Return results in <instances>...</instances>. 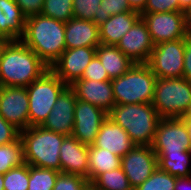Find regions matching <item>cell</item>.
I'll list each match as a JSON object with an SVG mask.
<instances>
[{
	"instance_id": "1",
	"label": "cell",
	"mask_w": 191,
	"mask_h": 190,
	"mask_svg": "<svg viewBox=\"0 0 191 190\" xmlns=\"http://www.w3.org/2000/svg\"><path fill=\"white\" fill-rule=\"evenodd\" d=\"M20 40L50 68L66 50L65 22L42 14L29 16Z\"/></svg>"
},
{
	"instance_id": "2",
	"label": "cell",
	"mask_w": 191,
	"mask_h": 190,
	"mask_svg": "<svg viewBox=\"0 0 191 190\" xmlns=\"http://www.w3.org/2000/svg\"><path fill=\"white\" fill-rule=\"evenodd\" d=\"M48 69L21 40L8 41L0 56V87H27Z\"/></svg>"
},
{
	"instance_id": "3",
	"label": "cell",
	"mask_w": 191,
	"mask_h": 190,
	"mask_svg": "<svg viewBox=\"0 0 191 190\" xmlns=\"http://www.w3.org/2000/svg\"><path fill=\"white\" fill-rule=\"evenodd\" d=\"M108 117L120 125L137 146L152 145L161 119L152 103L118 104Z\"/></svg>"
},
{
	"instance_id": "4",
	"label": "cell",
	"mask_w": 191,
	"mask_h": 190,
	"mask_svg": "<svg viewBox=\"0 0 191 190\" xmlns=\"http://www.w3.org/2000/svg\"><path fill=\"white\" fill-rule=\"evenodd\" d=\"M65 137L42 126H32L20 131L25 163L61 172L60 147Z\"/></svg>"
},
{
	"instance_id": "5",
	"label": "cell",
	"mask_w": 191,
	"mask_h": 190,
	"mask_svg": "<svg viewBox=\"0 0 191 190\" xmlns=\"http://www.w3.org/2000/svg\"><path fill=\"white\" fill-rule=\"evenodd\" d=\"M156 79L147 64H134L124 75L111 79L115 104L152 103Z\"/></svg>"
},
{
	"instance_id": "6",
	"label": "cell",
	"mask_w": 191,
	"mask_h": 190,
	"mask_svg": "<svg viewBox=\"0 0 191 190\" xmlns=\"http://www.w3.org/2000/svg\"><path fill=\"white\" fill-rule=\"evenodd\" d=\"M191 102V81L181 78H157L152 105L161 118L183 117Z\"/></svg>"
},
{
	"instance_id": "7",
	"label": "cell",
	"mask_w": 191,
	"mask_h": 190,
	"mask_svg": "<svg viewBox=\"0 0 191 190\" xmlns=\"http://www.w3.org/2000/svg\"><path fill=\"white\" fill-rule=\"evenodd\" d=\"M66 87L50 68L26 87L29 97V127L44 123Z\"/></svg>"
},
{
	"instance_id": "8",
	"label": "cell",
	"mask_w": 191,
	"mask_h": 190,
	"mask_svg": "<svg viewBox=\"0 0 191 190\" xmlns=\"http://www.w3.org/2000/svg\"><path fill=\"white\" fill-rule=\"evenodd\" d=\"M185 38L154 46L146 63L157 78H181L184 68Z\"/></svg>"
},
{
	"instance_id": "9",
	"label": "cell",
	"mask_w": 191,
	"mask_h": 190,
	"mask_svg": "<svg viewBox=\"0 0 191 190\" xmlns=\"http://www.w3.org/2000/svg\"><path fill=\"white\" fill-rule=\"evenodd\" d=\"M151 146L156 155H181L191 151L184 121L181 118H161Z\"/></svg>"
},
{
	"instance_id": "10",
	"label": "cell",
	"mask_w": 191,
	"mask_h": 190,
	"mask_svg": "<svg viewBox=\"0 0 191 190\" xmlns=\"http://www.w3.org/2000/svg\"><path fill=\"white\" fill-rule=\"evenodd\" d=\"M154 45L186 38L185 12L140 13Z\"/></svg>"
},
{
	"instance_id": "11",
	"label": "cell",
	"mask_w": 191,
	"mask_h": 190,
	"mask_svg": "<svg viewBox=\"0 0 191 190\" xmlns=\"http://www.w3.org/2000/svg\"><path fill=\"white\" fill-rule=\"evenodd\" d=\"M121 167L135 190L158 168V158L152 146L135 145L121 158Z\"/></svg>"
},
{
	"instance_id": "12",
	"label": "cell",
	"mask_w": 191,
	"mask_h": 190,
	"mask_svg": "<svg viewBox=\"0 0 191 190\" xmlns=\"http://www.w3.org/2000/svg\"><path fill=\"white\" fill-rule=\"evenodd\" d=\"M0 116L20 131L29 127V97L26 87H0Z\"/></svg>"
},
{
	"instance_id": "13",
	"label": "cell",
	"mask_w": 191,
	"mask_h": 190,
	"mask_svg": "<svg viewBox=\"0 0 191 190\" xmlns=\"http://www.w3.org/2000/svg\"><path fill=\"white\" fill-rule=\"evenodd\" d=\"M116 46L135 64H146L155 45L146 22L140 17Z\"/></svg>"
},
{
	"instance_id": "14",
	"label": "cell",
	"mask_w": 191,
	"mask_h": 190,
	"mask_svg": "<svg viewBox=\"0 0 191 190\" xmlns=\"http://www.w3.org/2000/svg\"><path fill=\"white\" fill-rule=\"evenodd\" d=\"M107 117L108 113L101 108L77 99L74 109L72 136L81 143L92 145L96 140L102 123Z\"/></svg>"
},
{
	"instance_id": "15",
	"label": "cell",
	"mask_w": 191,
	"mask_h": 190,
	"mask_svg": "<svg viewBox=\"0 0 191 190\" xmlns=\"http://www.w3.org/2000/svg\"><path fill=\"white\" fill-rule=\"evenodd\" d=\"M96 55V47L66 49L50 69L67 85L81 79L87 65Z\"/></svg>"
},
{
	"instance_id": "16",
	"label": "cell",
	"mask_w": 191,
	"mask_h": 190,
	"mask_svg": "<svg viewBox=\"0 0 191 190\" xmlns=\"http://www.w3.org/2000/svg\"><path fill=\"white\" fill-rule=\"evenodd\" d=\"M76 101L75 93L67 86L58 96L52 111L41 126L65 136L72 135Z\"/></svg>"
},
{
	"instance_id": "17",
	"label": "cell",
	"mask_w": 191,
	"mask_h": 190,
	"mask_svg": "<svg viewBox=\"0 0 191 190\" xmlns=\"http://www.w3.org/2000/svg\"><path fill=\"white\" fill-rule=\"evenodd\" d=\"M69 87L73 90L77 99L99 107L106 113H109L116 105L111 80L78 79Z\"/></svg>"
},
{
	"instance_id": "18",
	"label": "cell",
	"mask_w": 191,
	"mask_h": 190,
	"mask_svg": "<svg viewBox=\"0 0 191 190\" xmlns=\"http://www.w3.org/2000/svg\"><path fill=\"white\" fill-rule=\"evenodd\" d=\"M61 172L83 176L89 181V145L67 135L60 147Z\"/></svg>"
},
{
	"instance_id": "19",
	"label": "cell",
	"mask_w": 191,
	"mask_h": 190,
	"mask_svg": "<svg viewBox=\"0 0 191 190\" xmlns=\"http://www.w3.org/2000/svg\"><path fill=\"white\" fill-rule=\"evenodd\" d=\"M92 145L97 148L107 149L121 158L135 146L127 132L109 117L102 123Z\"/></svg>"
},
{
	"instance_id": "20",
	"label": "cell",
	"mask_w": 191,
	"mask_h": 190,
	"mask_svg": "<svg viewBox=\"0 0 191 190\" xmlns=\"http://www.w3.org/2000/svg\"><path fill=\"white\" fill-rule=\"evenodd\" d=\"M66 49L97 47L101 44L99 26L93 21L71 18L65 22Z\"/></svg>"
},
{
	"instance_id": "21",
	"label": "cell",
	"mask_w": 191,
	"mask_h": 190,
	"mask_svg": "<svg viewBox=\"0 0 191 190\" xmlns=\"http://www.w3.org/2000/svg\"><path fill=\"white\" fill-rule=\"evenodd\" d=\"M26 16L14 0H0V36L19 41L25 32Z\"/></svg>"
},
{
	"instance_id": "22",
	"label": "cell",
	"mask_w": 191,
	"mask_h": 190,
	"mask_svg": "<svg viewBox=\"0 0 191 190\" xmlns=\"http://www.w3.org/2000/svg\"><path fill=\"white\" fill-rule=\"evenodd\" d=\"M141 17L136 11H128L110 16L99 25L100 41L105 45H117L124 34Z\"/></svg>"
},
{
	"instance_id": "23",
	"label": "cell",
	"mask_w": 191,
	"mask_h": 190,
	"mask_svg": "<svg viewBox=\"0 0 191 190\" xmlns=\"http://www.w3.org/2000/svg\"><path fill=\"white\" fill-rule=\"evenodd\" d=\"M96 56L110 79L124 75L135 64L116 45L99 44L96 47Z\"/></svg>"
},
{
	"instance_id": "24",
	"label": "cell",
	"mask_w": 191,
	"mask_h": 190,
	"mask_svg": "<svg viewBox=\"0 0 191 190\" xmlns=\"http://www.w3.org/2000/svg\"><path fill=\"white\" fill-rule=\"evenodd\" d=\"M121 167V157L107 149L89 145V183L99 174Z\"/></svg>"
},
{
	"instance_id": "25",
	"label": "cell",
	"mask_w": 191,
	"mask_h": 190,
	"mask_svg": "<svg viewBox=\"0 0 191 190\" xmlns=\"http://www.w3.org/2000/svg\"><path fill=\"white\" fill-rule=\"evenodd\" d=\"M158 168L176 178L189 177L191 175V151H185L181 155H156Z\"/></svg>"
},
{
	"instance_id": "26",
	"label": "cell",
	"mask_w": 191,
	"mask_h": 190,
	"mask_svg": "<svg viewBox=\"0 0 191 190\" xmlns=\"http://www.w3.org/2000/svg\"><path fill=\"white\" fill-rule=\"evenodd\" d=\"M25 163L23 142L19 137L16 141L0 145V174Z\"/></svg>"
},
{
	"instance_id": "27",
	"label": "cell",
	"mask_w": 191,
	"mask_h": 190,
	"mask_svg": "<svg viewBox=\"0 0 191 190\" xmlns=\"http://www.w3.org/2000/svg\"><path fill=\"white\" fill-rule=\"evenodd\" d=\"M91 183L98 190H133L122 167L99 174Z\"/></svg>"
},
{
	"instance_id": "28",
	"label": "cell",
	"mask_w": 191,
	"mask_h": 190,
	"mask_svg": "<svg viewBox=\"0 0 191 190\" xmlns=\"http://www.w3.org/2000/svg\"><path fill=\"white\" fill-rule=\"evenodd\" d=\"M59 173L53 169L29 165V186L27 190H53Z\"/></svg>"
},
{
	"instance_id": "29",
	"label": "cell",
	"mask_w": 191,
	"mask_h": 190,
	"mask_svg": "<svg viewBox=\"0 0 191 190\" xmlns=\"http://www.w3.org/2000/svg\"><path fill=\"white\" fill-rule=\"evenodd\" d=\"M42 15L67 22L73 18V0H44Z\"/></svg>"
},
{
	"instance_id": "30",
	"label": "cell",
	"mask_w": 191,
	"mask_h": 190,
	"mask_svg": "<svg viewBox=\"0 0 191 190\" xmlns=\"http://www.w3.org/2000/svg\"><path fill=\"white\" fill-rule=\"evenodd\" d=\"M29 186V164L10 169L4 174V190H27Z\"/></svg>"
},
{
	"instance_id": "31",
	"label": "cell",
	"mask_w": 191,
	"mask_h": 190,
	"mask_svg": "<svg viewBox=\"0 0 191 190\" xmlns=\"http://www.w3.org/2000/svg\"><path fill=\"white\" fill-rule=\"evenodd\" d=\"M175 184V176L157 168L152 175L135 190H174Z\"/></svg>"
},
{
	"instance_id": "32",
	"label": "cell",
	"mask_w": 191,
	"mask_h": 190,
	"mask_svg": "<svg viewBox=\"0 0 191 190\" xmlns=\"http://www.w3.org/2000/svg\"><path fill=\"white\" fill-rule=\"evenodd\" d=\"M133 11L127 0H101L99 15H95V23L99 26L110 16Z\"/></svg>"
},
{
	"instance_id": "33",
	"label": "cell",
	"mask_w": 191,
	"mask_h": 190,
	"mask_svg": "<svg viewBox=\"0 0 191 190\" xmlns=\"http://www.w3.org/2000/svg\"><path fill=\"white\" fill-rule=\"evenodd\" d=\"M101 0H73V15L75 18L93 21L99 15Z\"/></svg>"
},
{
	"instance_id": "34",
	"label": "cell",
	"mask_w": 191,
	"mask_h": 190,
	"mask_svg": "<svg viewBox=\"0 0 191 190\" xmlns=\"http://www.w3.org/2000/svg\"><path fill=\"white\" fill-rule=\"evenodd\" d=\"M88 183V179L83 176L60 172L53 190H83Z\"/></svg>"
},
{
	"instance_id": "35",
	"label": "cell",
	"mask_w": 191,
	"mask_h": 190,
	"mask_svg": "<svg viewBox=\"0 0 191 190\" xmlns=\"http://www.w3.org/2000/svg\"><path fill=\"white\" fill-rule=\"evenodd\" d=\"M180 11L179 0H147L141 13H160Z\"/></svg>"
},
{
	"instance_id": "36",
	"label": "cell",
	"mask_w": 191,
	"mask_h": 190,
	"mask_svg": "<svg viewBox=\"0 0 191 190\" xmlns=\"http://www.w3.org/2000/svg\"><path fill=\"white\" fill-rule=\"evenodd\" d=\"M81 79H91L95 81H110L106 70L104 69L100 59L95 55L87 65Z\"/></svg>"
},
{
	"instance_id": "37",
	"label": "cell",
	"mask_w": 191,
	"mask_h": 190,
	"mask_svg": "<svg viewBox=\"0 0 191 190\" xmlns=\"http://www.w3.org/2000/svg\"><path fill=\"white\" fill-rule=\"evenodd\" d=\"M20 137V130L0 116V145L16 141Z\"/></svg>"
},
{
	"instance_id": "38",
	"label": "cell",
	"mask_w": 191,
	"mask_h": 190,
	"mask_svg": "<svg viewBox=\"0 0 191 190\" xmlns=\"http://www.w3.org/2000/svg\"><path fill=\"white\" fill-rule=\"evenodd\" d=\"M22 13L27 17L41 14L43 10L44 0H14Z\"/></svg>"
},
{
	"instance_id": "39",
	"label": "cell",
	"mask_w": 191,
	"mask_h": 190,
	"mask_svg": "<svg viewBox=\"0 0 191 190\" xmlns=\"http://www.w3.org/2000/svg\"><path fill=\"white\" fill-rule=\"evenodd\" d=\"M184 68L183 76L186 80L191 81V36L187 35L185 38L184 51Z\"/></svg>"
},
{
	"instance_id": "40",
	"label": "cell",
	"mask_w": 191,
	"mask_h": 190,
	"mask_svg": "<svg viewBox=\"0 0 191 190\" xmlns=\"http://www.w3.org/2000/svg\"><path fill=\"white\" fill-rule=\"evenodd\" d=\"M174 190H191V181L189 177L176 178Z\"/></svg>"
},
{
	"instance_id": "41",
	"label": "cell",
	"mask_w": 191,
	"mask_h": 190,
	"mask_svg": "<svg viewBox=\"0 0 191 190\" xmlns=\"http://www.w3.org/2000/svg\"><path fill=\"white\" fill-rule=\"evenodd\" d=\"M133 11L141 13L147 3V0H127Z\"/></svg>"
},
{
	"instance_id": "42",
	"label": "cell",
	"mask_w": 191,
	"mask_h": 190,
	"mask_svg": "<svg viewBox=\"0 0 191 190\" xmlns=\"http://www.w3.org/2000/svg\"><path fill=\"white\" fill-rule=\"evenodd\" d=\"M187 35L191 36V7L185 12Z\"/></svg>"
},
{
	"instance_id": "43",
	"label": "cell",
	"mask_w": 191,
	"mask_h": 190,
	"mask_svg": "<svg viewBox=\"0 0 191 190\" xmlns=\"http://www.w3.org/2000/svg\"><path fill=\"white\" fill-rule=\"evenodd\" d=\"M180 12H186L191 7V0H179Z\"/></svg>"
},
{
	"instance_id": "44",
	"label": "cell",
	"mask_w": 191,
	"mask_h": 190,
	"mask_svg": "<svg viewBox=\"0 0 191 190\" xmlns=\"http://www.w3.org/2000/svg\"><path fill=\"white\" fill-rule=\"evenodd\" d=\"M181 119L184 121V123L187 127V131H188L189 138L191 141V116H183V117H181Z\"/></svg>"
},
{
	"instance_id": "45",
	"label": "cell",
	"mask_w": 191,
	"mask_h": 190,
	"mask_svg": "<svg viewBox=\"0 0 191 190\" xmlns=\"http://www.w3.org/2000/svg\"><path fill=\"white\" fill-rule=\"evenodd\" d=\"M7 42H8V40L5 37L0 36V56H1L4 46L7 44Z\"/></svg>"
},
{
	"instance_id": "46",
	"label": "cell",
	"mask_w": 191,
	"mask_h": 190,
	"mask_svg": "<svg viewBox=\"0 0 191 190\" xmlns=\"http://www.w3.org/2000/svg\"><path fill=\"white\" fill-rule=\"evenodd\" d=\"M83 190H98L92 183H88Z\"/></svg>"
},
{
	"instance_id": "47",
	"label": "cell",
	"mask_w": 191,
	"mask_h": 190,
	"mask_svg": "<svg viewBox=\"0 0 191 190\" xmlns=\"http://www.w3.org/2000/svg\"><path fill=\"white\" fill-rule=\"evenodd\" d=\"M0 190H4V175L0 174Z\"/></svg>"
},
{
	"instance_id": "48",
	"label": "cell",
	"mask_w": 191,
	"mask_h": 190,
	"mask_svg": "<svg viewBox=\"0 0 191 190\" xmlns=\"http://www.w3.org/2000/svg\"><path fill=\"white\" fill-rule=\"evenodd\" d=\"M184 116H191V102H190V105H189L187 112Z\"/></svg>"
}]
</instances>
